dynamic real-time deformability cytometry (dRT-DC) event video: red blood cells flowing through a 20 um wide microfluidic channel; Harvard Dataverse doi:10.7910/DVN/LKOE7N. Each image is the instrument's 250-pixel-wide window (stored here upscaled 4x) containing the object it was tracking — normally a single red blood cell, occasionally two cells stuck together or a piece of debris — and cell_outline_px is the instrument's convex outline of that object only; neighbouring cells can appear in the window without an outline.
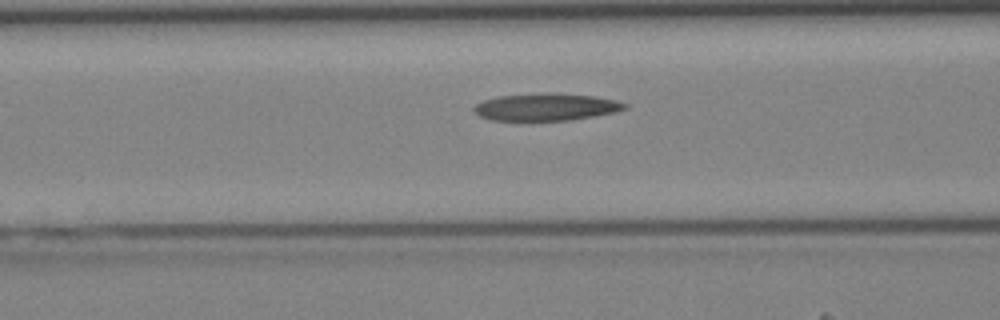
{"species": "Egyptian fruit bat (a non-hibernating species)", "species_latin": "Rousettus aegyptiacus", "temperature_condition": "cold", "stored_images_in_passage": 38, "camera_frame_rate_fps": 3000, "um_per_image_px": 0.085, "animal": {"sex": "female"}, "frame": {"image": 1, "passage_image": 14, "time_ms": 4.333, "image_size_px": [1000, 320], "cell_outline_px": [[628, 108], [616, 112], [572, 120], [488, 120], [472, 112], [472, 108], [476, 104], [484, 100], [496, 96], [596, 96], [616, 100], [628, 104]], "centroid_in_image_um": [46.41, 9.15], "position_along_channel_um": 120.2, "area_um2": 22.83}}
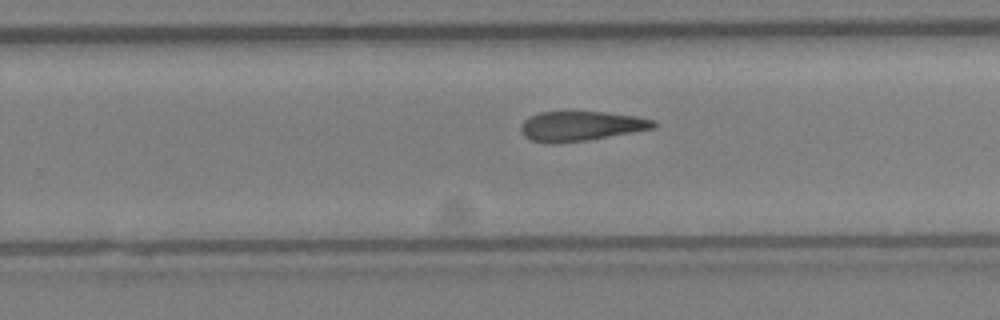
{"frame": {"image": 2, "passage_image": 24, "time_ms": 7.667, "image_size_px": [1000, 320], "cell_outline_px": [[656, 128], [588, 140], [552, 144], [532, 140], [524, 136], [520, 132], [520, 124], [528, 116], [540, 112], [604, 112], [636, 116], [656, 120]], "centroid_in_image_um": [49.36, 10.72], "position_along_channel_um": 280.4, "area_um2": 23.12}}
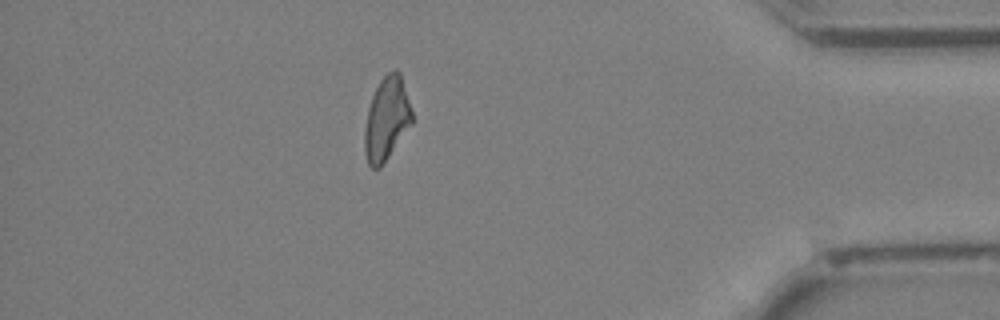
{"frame": {"image": 3, "passage_image": 34, "time_ms": 11.0, "image_size_px": [1000, 320], "cell_outline_px": [[412, 124], [380, 168], [372, 168], [368, 164], [364, 152], [364, 132], [368, 108], [372, 96], [380, 80], [388, 72], [396, 68], [400, 72], [412, 112]], "centroid_in_image_um": [32.85, 10.11], "position_along_channel_um": 402.3, "area_um2": 22.89}}